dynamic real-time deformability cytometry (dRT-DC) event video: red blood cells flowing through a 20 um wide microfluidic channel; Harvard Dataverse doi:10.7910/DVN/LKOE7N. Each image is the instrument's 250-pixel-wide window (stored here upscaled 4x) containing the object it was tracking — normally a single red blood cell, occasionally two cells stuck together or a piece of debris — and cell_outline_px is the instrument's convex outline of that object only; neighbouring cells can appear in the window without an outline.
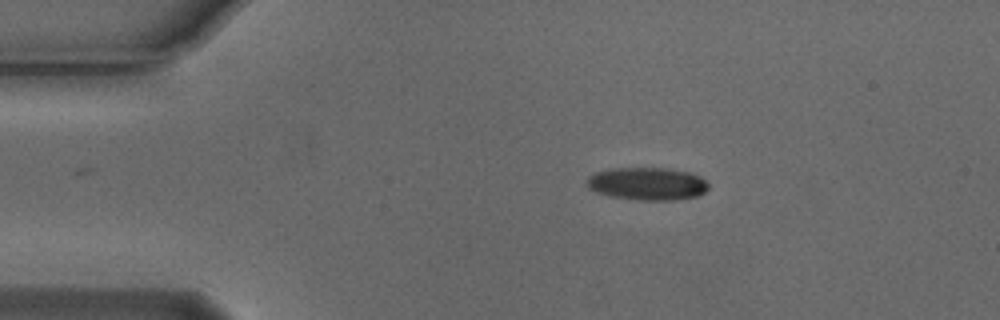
{"species": "Egyptian fruit bat (a non-hibernating species)", "species_latin": "Rousettus aegyptiacus", "temperature_condition": "cold", "stored_images_in_passage": 8, "camera_frame_rate_fps": 3000, "um_per_image_px": 0.085, "animal": {"sex": "male"}, "frame": {"image": 1, "passage_image": 1, "time_ms": 0.0, "image_size_px": [1000, 320], "cell_outline_px": [[708, 188], [704, 192], [696, 196], [672, 200], [640, 200], [612, 196], [596, 192], [588, 188], [584, 180], [592, 172], [608, 168], [668, 168], [692, 172], [700, 176], [708, 184]], "centroid_in_image_um": [54.97, 15.6], "position_along_channel_um": 30.0, "area_um2": 23.47}}
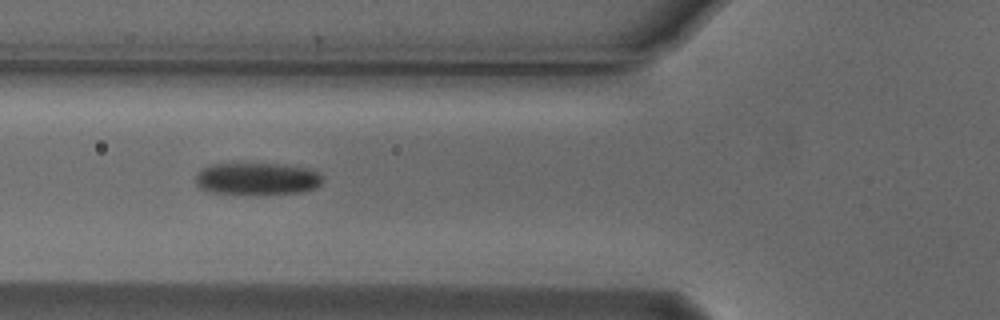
{"frame": {"image": 2, "passage_image": 4, "time_ms": 1.0, "image_size_px": [1000, 320], "cell_outline_px": [[324, 180], [316, 188], [300, 192], [212, 192], [200, 188], [196, 184], [196, 172], [200, 168], [212, 164], [276, 164], [304, 168], [320, 172]], "centroid_in_image_um": [21.84, 15.16], "position_along_channel_um": 104.0, "area_um2": 23.06}}
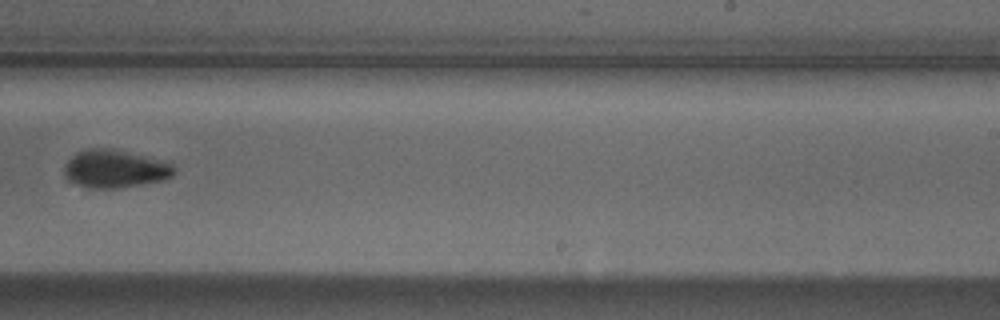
{"frame": {"image": 3, "passage_image": 8, "time_ms": 2.333, "image_size_px": [1000, 320], "cell_outline_px": [[176, 172], [172, 176], [164, 180], [116, 188], [88, 188], [76, 184], [68, 180], [64, 176], [64, 164], [76, 152], [88, 148], [112, 148], [164, 160], [172, 164], [176, 168]], "centroid_in_image_um": [9.77, 14.34], "position_along_channel_um": 279.2, "area_um2": 24.57}}